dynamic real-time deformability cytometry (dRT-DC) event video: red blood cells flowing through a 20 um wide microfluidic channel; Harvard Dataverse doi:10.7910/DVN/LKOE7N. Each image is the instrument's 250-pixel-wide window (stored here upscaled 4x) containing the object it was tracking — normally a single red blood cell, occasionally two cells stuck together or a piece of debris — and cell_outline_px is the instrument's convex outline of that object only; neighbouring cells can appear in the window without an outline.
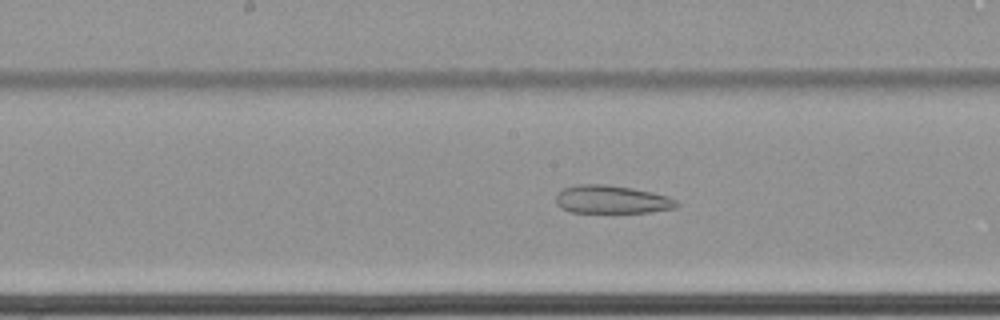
{"species": "common noctule bat (a hibernating species)", "species_latin": "Nyctalus noctula", "temperature_condition": "cold", "stored_images_in_passage": 55, "camera_frame_rate_fps": 3000, "um_per_image_px": 0.085, "animal": {"sex": "female", "body_mass_g": 22.7, "forearm_length_mm": 54.2}, "frame": {"image": 1, "passage_image": 27, "time_ms": 8.667, "image_size_px": [1000, 320], "cell_outline_px": [[680, 204], [676, 208], [652, 212], [572, 212], [560, 208], [556, 204], [556, 196], [564, 188], [576, 184], [608, 184], [632, 188], [652, 192], [668, 196], [676, 200]], "centroid_in_image_um": [52.02, 16.95], "position_along_channel_um": 196.2, "area_um2": 19.88}}
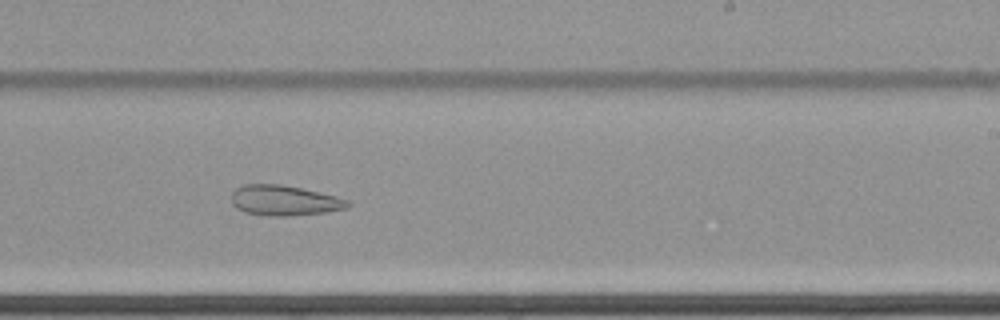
{"frame": {"image": 2, "passage_image": 33, "time_ms": 10.667, "image_size_px": [1000, 320], "cell_outline_px": [[352, 204], [348, 208], [328, 212], [292, 216], [260, 216], [244, 212], [236, 208], [232, 204], [232, 192], [236, 188], [244, 184], [280, 184], [300, 188], [336, 196], [348, 200]], "centroid_in_image_um": [24.16, 17.06], "position_along_channel_um": 264.8, "area_um2": 20.81}}
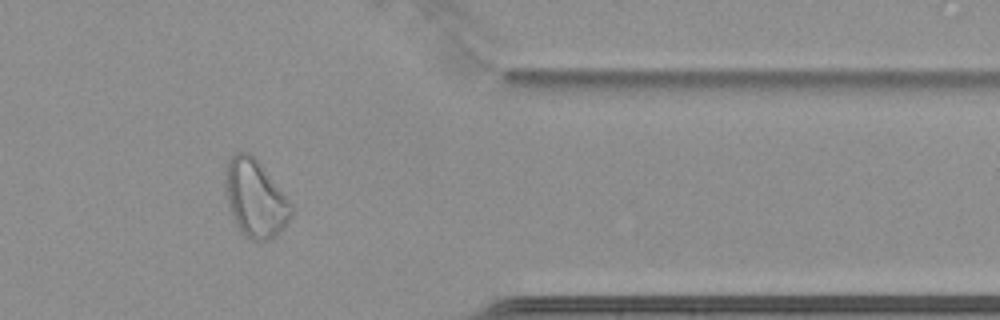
{"frame": {"image": 3, "passage_image": 45, "time_ms": 14.667, "image_size_px": [1000, 320], "cell_outline_px": [[296, 208], [292, 216], [280, 232], [272, 240], [252, 240], [244, 236], [236, 224], [228, 208], [224, 188], [224, 168], [228, 160], [236, 152], [248, 152], [260, 164]], "centroid_in_image_um": [21.68, 16.89], "position_along_channel_um": 389.7, "area_um2": 30.11}, "authors_computed_cell_mechanics": {"area_um2": 29.0734, "velocity_mm_per_s": 3.4338, "shape_relaxation_time_tau1_ms": null, "shape_relaxation_time_tau2_ms": 1.9981, "deformation_change_tau1": null, "deformation_change_tau2": 0.0936}}